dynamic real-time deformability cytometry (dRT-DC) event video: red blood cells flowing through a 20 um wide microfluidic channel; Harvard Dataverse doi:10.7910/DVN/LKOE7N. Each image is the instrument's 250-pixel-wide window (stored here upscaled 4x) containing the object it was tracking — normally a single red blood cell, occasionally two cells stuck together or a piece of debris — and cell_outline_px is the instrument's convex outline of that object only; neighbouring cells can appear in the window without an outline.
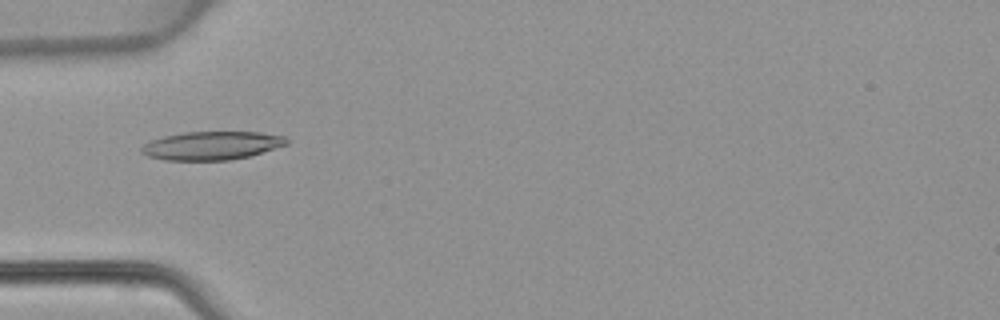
{"species": "common noctule bat (a hibernating species)", "species_latin": "Nyctalus noctula", "temperature_condition": "warm", "stored_images_in_passage": 48, "camera_frame_rate_fps": 3000, "um_per_image_px": 0.085, "animal": {"sex": "female", "body_mass_g": 22.7, "forearm_length_mm": 54.2}, "frame": {"image": 1, "passage_image": 16, "time_ms": 5.0, "image_size_px": [1000, 320], "cell_outline_px": [[288, 144], [248, 156], [232, 160], [164, 160], [148, 156], [140, 152], [140, 148], [144, 144], [152, 140], [164, 136], [184, 132], [260, 132], [284, 136], [288, 140]], "centroid_in_image_um": [17.98, 12.37], "position_along_channel_um": 67.0, "area_um2": 23.93}}
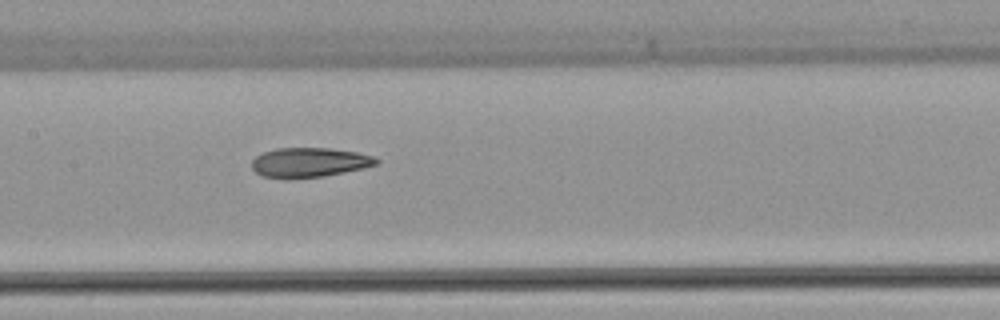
{"frame": {"image": 2, "passage_image": 24, "time_ms": 7.667, "image_size_px": [1000, 320], "cell_outline_px": [[380, 160], [376, 164], [364, 168], [324, 176], [260, 176], [252, 168], [252, 160], [256, 156], [264, 152], [276, 148], [328, 148], [356, 152], [372, 156]], "centroid_in_image_um": [26.31, 13.77], "position_along_channel_um": 181.1, "area_um2": 20.75}}
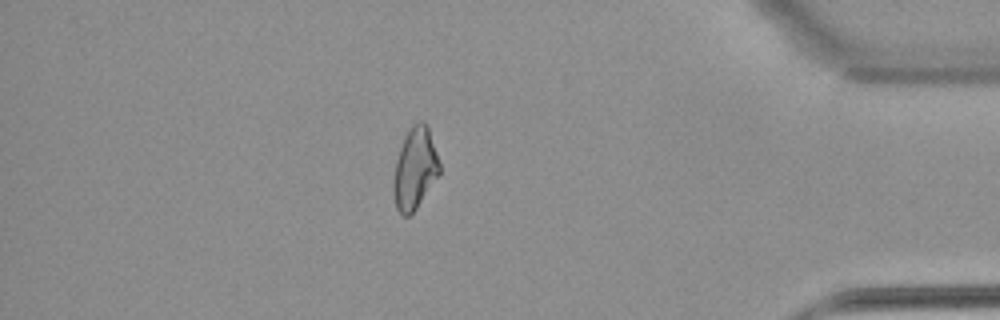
{"frame": {"image": 3, "passage_image": 42, "time_ms": 13.667, "image_size_px": [1000, 320], "cell_outline_px": [[440, 172], [416, 208], [408, 216], [404, 216], [396, 208], [392, 188], [392, 184], [396, 160], [404, 136], [408, 128], [412, 124], [420, 120], [424, 120], [428, 124], [440, 164]], "centroid_in_image_um": [35.26, 14.27], "position_along_channel_um": 399.9, "area_um2": 21.91}}